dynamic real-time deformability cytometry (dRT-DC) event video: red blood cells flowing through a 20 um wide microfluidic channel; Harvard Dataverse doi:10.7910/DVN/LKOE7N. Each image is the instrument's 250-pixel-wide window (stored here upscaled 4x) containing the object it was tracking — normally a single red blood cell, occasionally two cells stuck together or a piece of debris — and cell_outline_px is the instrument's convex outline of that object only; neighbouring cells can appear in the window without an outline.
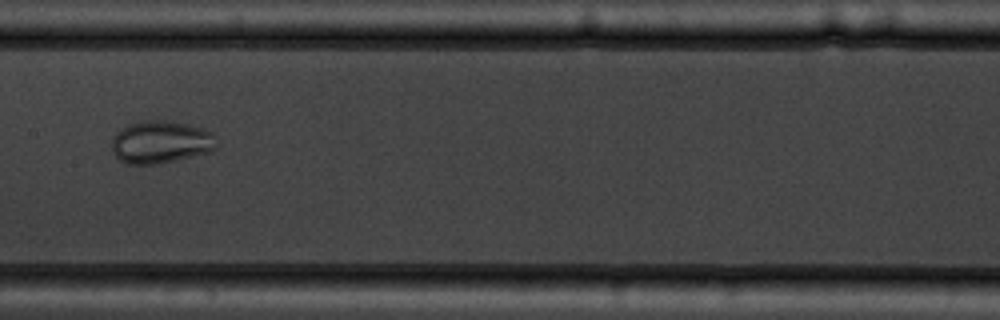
{"species": "common noctule bat (a hibernating species)", "species_latin": "Nyctalus noctula", "temperature_condition": "warm", "stored_images_in_passage": 8, "camera_frame_rate_fps": 3000, "um_per_image_px": 0.085, "animal": {"sex": "male", "body_mass_g": 19.5, "forearm_length_mm": 54.6}, "frame": {"image": 1, "passage_image": 5, "time_ms": 5.333, "image_size_px": [1000, 320], "cell_outline_px": [[216, 148], [212, 152], [176, 160], [156, 164], [124, 164], [112, 152], [112, 136], [116, 132], [128, 124], [140, 120], [164, 120], [188, 124], [212, 132]], "centroid_in_image_um": [13.62, 12.08], "position_along_channel_um": 193.8, "area_um2": 26.18}}
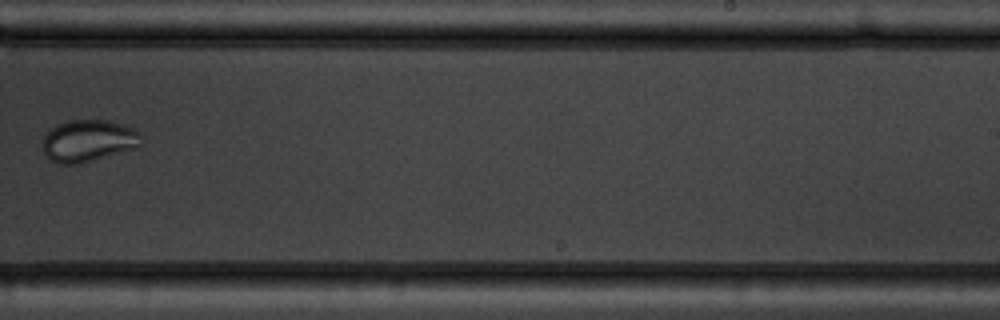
{"frame": {"image": 2, "passage_image": 7, "time_ms": 7.667, "image_size_px": [1000, 320], "cell_outline_px": [[144, 140], [140, 148], [76, 164], [56, 164], [48, 160], [44, 152], [44, 136], [56, 124], [68, 120], [108, 120], [136, 128], [140, 132]], "centroid_in_image_um": [7.58, 11.97], "position_along_channel_um": 281.4, "area_um2": 24.57}}